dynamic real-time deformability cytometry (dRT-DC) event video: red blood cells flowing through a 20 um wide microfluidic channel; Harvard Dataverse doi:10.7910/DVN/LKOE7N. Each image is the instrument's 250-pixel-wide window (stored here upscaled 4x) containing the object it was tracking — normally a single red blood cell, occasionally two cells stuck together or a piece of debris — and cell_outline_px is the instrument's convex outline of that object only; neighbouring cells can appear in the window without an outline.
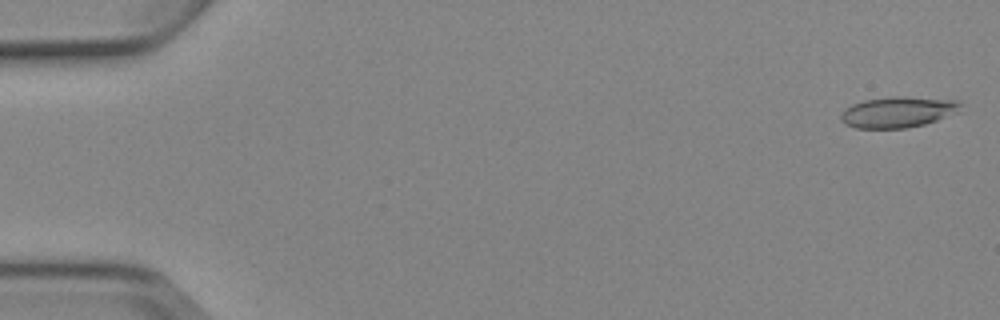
{"species": "Egyptian fruit bat (a non-hibernating species)", "species_latin": "Rousettus aegyptiacus", "temperature_condition": "cold", "stored_images_in_passage": 4, "camera_frame_rate_fps": 3000, "um_per_image_px": 0.085, "animal": {"sex": "female"}, "frame": {"image": 1, "passage_image": 1, "time_ms": 0.0, "image_size_px": [1000, 320], "cell_outline_px": [[960, 112], [924, 124], [908, 128], [856, 128], [844, 124], [840, 120], [840, 116], [844, 108], [852, 104], [864, 100], [892, 96], [904, 96], [960, 100]], "centroid_in_image_um": [76.32, 9.52], "position_along_channel_um": 8.7, "area_um2": 21.79}}